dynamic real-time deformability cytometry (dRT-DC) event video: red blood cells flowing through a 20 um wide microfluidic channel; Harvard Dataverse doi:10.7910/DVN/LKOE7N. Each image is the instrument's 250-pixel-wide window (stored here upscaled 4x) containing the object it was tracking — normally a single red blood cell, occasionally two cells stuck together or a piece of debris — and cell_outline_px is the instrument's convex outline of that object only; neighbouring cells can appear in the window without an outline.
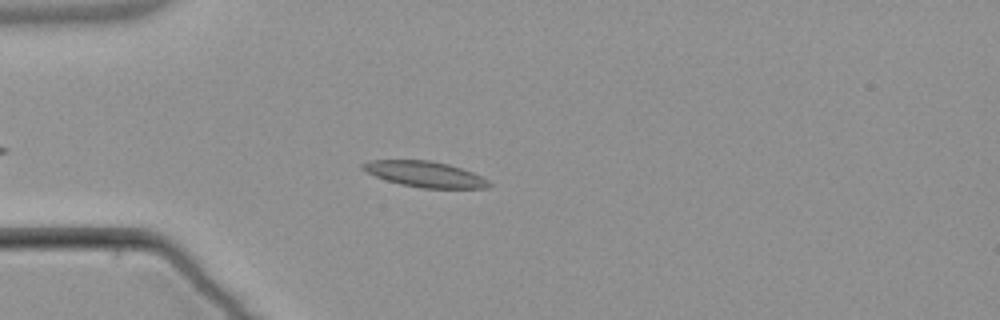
{"species": "common noctule bat (a hibernating species)", "species_latin": "Nyctalus noctula", "temperature_condition": "warm", "stored_images_in_passage": 5, "camera_frame_rate_fps": 3000, "um_per_image_px": 0.085, "animal": {"sex": "male", "body_mass_g": 21.5, "forearm_length_mm": 52.0}, "frame": {"image": 1, "passage_image": 4, "time_ms": 4.333, "image_size_px": [1000, 320], "cell_outline_px": [[492, 184], [488, 188], [420, 188], [400, 184], [376, 176], [360, 168], [360, 164], [368, 160], [428, 160], [448, 164], [472, 172], [488, 180]], "centroid_in_image_um": [36.11, 14.8], "position_along_channel_um": 48.9, "area_um2": 18.84}}